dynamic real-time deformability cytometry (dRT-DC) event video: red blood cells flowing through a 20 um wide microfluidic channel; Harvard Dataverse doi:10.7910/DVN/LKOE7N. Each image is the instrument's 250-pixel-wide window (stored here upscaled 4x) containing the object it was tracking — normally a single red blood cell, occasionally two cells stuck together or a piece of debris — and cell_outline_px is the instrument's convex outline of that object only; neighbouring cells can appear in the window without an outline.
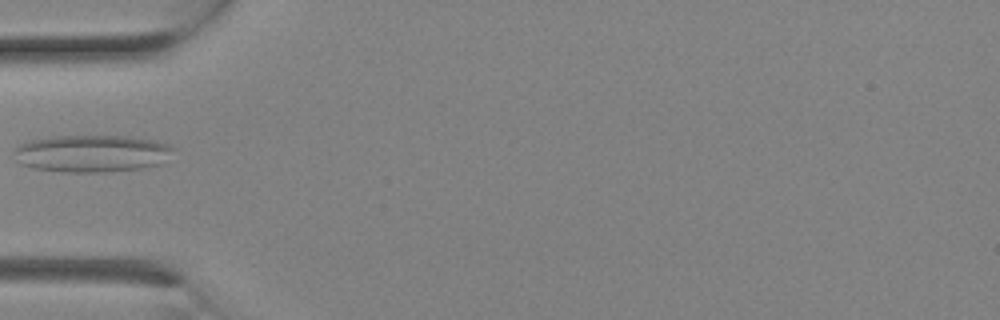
{"species": "Egyptian fruit bat (a non-hibernating species)", "species_latin": "Rousettus aegyptiacus", "temperature_condition": "room temperature", "stored_images_in_passage": 4, "camera_frame_rate_fps": 3000, "um_per_image_px": 0.085, "animal": {"sex": "female"}, "frame": {"image": 1, "passage_image": 4, "time_ms": 1.0, "image_size_px": [1000, 320], "cell_outline_px": [[176, 148], [164, 164], [140, 168], [104, 172], [64, 172], [36, 168], [20, 164], [16, 160], [12, 152], [20, 144], [28, 140], [52, 136], [128, 136], [156, 140], [168, 144]], "centroid_in_image_um": [7.83, 13.04], "position_along_channel_um": 77.2, "area_um2": 34.97}}